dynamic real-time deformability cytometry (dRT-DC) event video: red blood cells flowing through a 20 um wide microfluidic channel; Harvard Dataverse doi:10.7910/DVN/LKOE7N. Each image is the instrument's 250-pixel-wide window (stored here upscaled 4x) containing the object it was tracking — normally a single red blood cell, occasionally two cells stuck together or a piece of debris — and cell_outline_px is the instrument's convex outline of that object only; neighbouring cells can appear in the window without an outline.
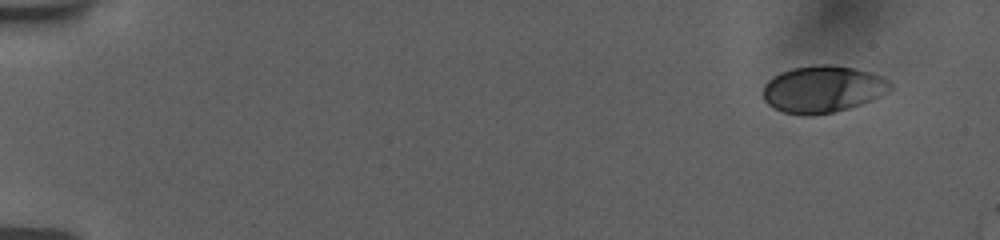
{"species": "human", "species_latin": "Homo sapiens", "temperature_condition": "room temperature", "stored_images_in_passage": 52, "camera_frame_rate_fps": 3000, "um_per_image_px": 0.085, "donor": {"sex": "female"}, "frame": {"image": 1, "passage_image": 1, "time_ms": 0.0, "image_size_px": [1000, 240], "cell_outline_px": [[892, 88], [888, 92], [872, 100], [848, 108], [832, 112], [784, 112], [768, 104], [764, 100], [764, 84], [768, 80], [780, 72], [792, 68], [816, 64], [828, 64], [852, 68], [868, 72], [880, 76], [888, 80], [892, 84]], "centroid_in_image_um": [69.95, 7.53], "position_along_channel_um": 15.0, "area_um2": 33.87}}
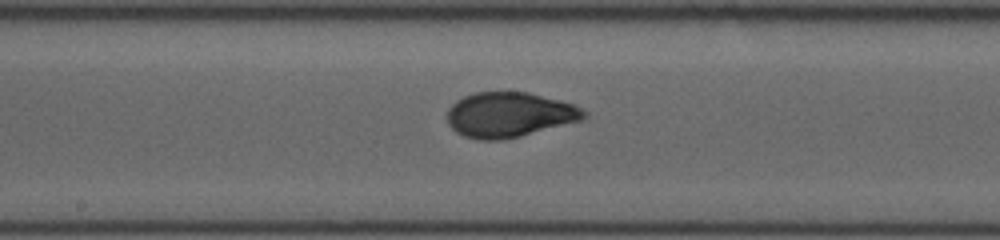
{"frame": {"image": 2, "passage_image": 28, "time_ms": 9.0, "image_size_px": [1000, 240], "cell_outline_px": [[588, 116], [584, 120], [504, 140], [476, 140], [464, 136], [456, 132], [448, 124], [448, 108], [456, 100], [464, 96], [476, 92], [528, 92], [576, 104], [588, 112]], "centroid_in_image_um": [43.33, 9.75], "position_along_channel_um": 204.9, "area_um2": 36.24}}
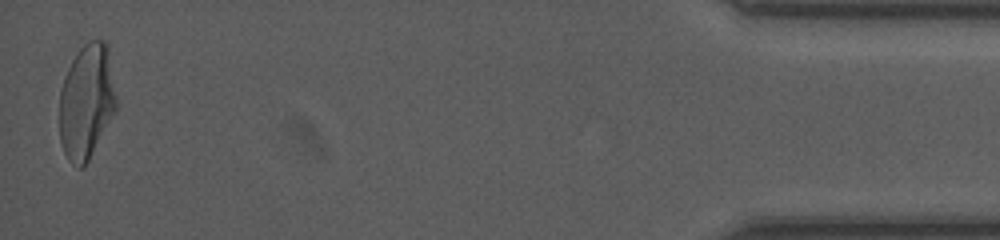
{"frame": {"image": 3, "passage_image": 52, "time_ms": 17.0, "image_size_px": [1000, 240], "cell_outline_px": [[116, 108], [88, 160], [80, 168], [76, 168], [68, 160], [64, 152], [60, 140], [60, 88], [64, 76], [76, 52], [88, 40], [104, 40], [108, 44], [116, 100]], "centroid_in_image_um": [7.34, 8.6], "position_along_channel_um": 427.9, "area_um2": 37.74}, "authors_computed_cell_mechanics": {"area_um2": 35.4314, "velocity_mm_per_s": 3.769, "shape_relaxation_time_tau1_ms": 3.7335, "shape_relaxation_time_tau2_ms": null, "deformation_change_tau1": 0.1635, "deformation_change_tau2": null}}